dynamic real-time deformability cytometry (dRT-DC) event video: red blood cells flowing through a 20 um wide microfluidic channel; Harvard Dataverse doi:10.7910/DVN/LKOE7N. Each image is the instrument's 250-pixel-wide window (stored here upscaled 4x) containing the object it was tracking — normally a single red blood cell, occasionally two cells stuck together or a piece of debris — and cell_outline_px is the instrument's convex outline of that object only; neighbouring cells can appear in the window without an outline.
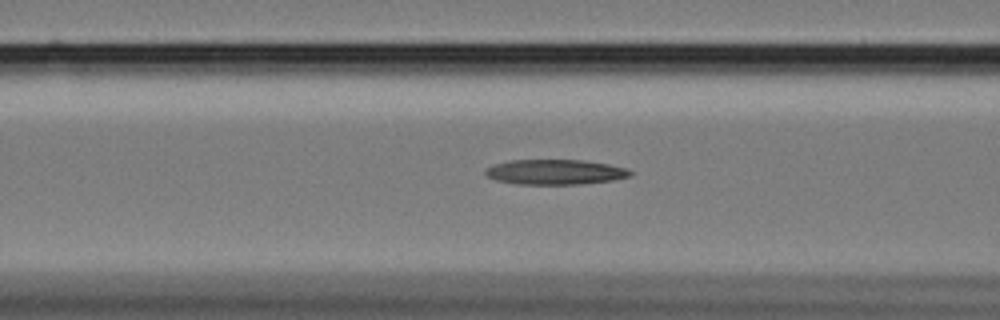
{"species": "Egyptian fruit bat (a non-hibernating species)", "species_latin": "Rousettus aegyptiacus", "temperature_condition": "cold", "stored_images_in_passage": 36, "camera_frame_rate_fps": 3000, "um_per_image_px": 0.085, "animal": {"sex": "female"}, "frame": {"image": 1, "passage_image": 11, "time_ms": 3.333, "image_size_px": [1000, 320], "cell_outline_px": [[632, 172], [628, 176], [612, 180], [580, 184], [516, 184], [496, 180], [488, 176], [484, 172], [484, 168], [492, 164], [508, 160], [584, 160], [608, 164], [624, 168]], "centroid_in_image_um": [47.1, 14.61], "position_along_channel_um": 119.5, "area_um2": 21.1}}
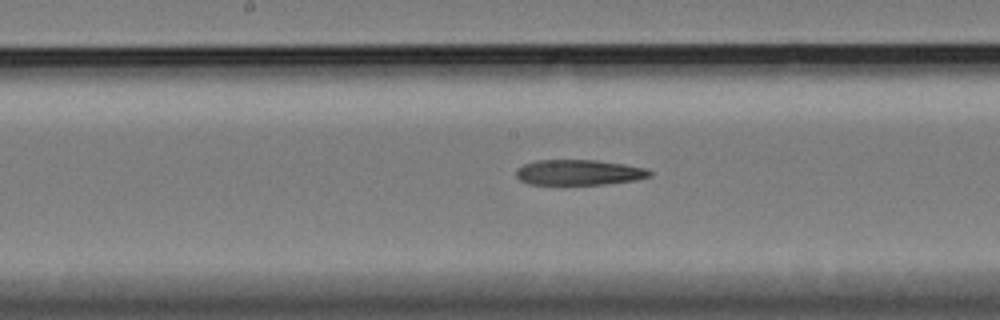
{"frame": {"image": 2, "passage_image": 18, "time_ms": 5.667, "image_size_px": [1000, 320], "cell_outline_px": [[652, 176], [636, 180], [604, 184], [528, 184], [520, 180], [516, 176], [516, 168], [524, 164], [536, 160], [596, 160], [624, 164], [644, 168], [652, 172]], "centroid_in_image_um": [49.19, 14.65], "position_along_channel_um": 199.0, "area_um2": 19.77}}
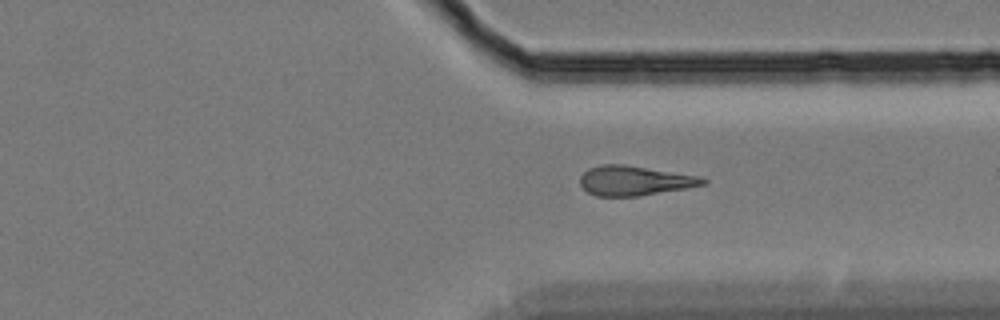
{"frame": {"image": 3, "passage_image": 32, "time_ms": 10.333, "image_size_px": [1000, 320], "cell_outline_px": [[708, 180], [704, 184], [688, 188], [640, 196], [596, 196], [588, 192], [580, 184], [580, 176], [588, 168], [600, 164], [624, 164], [700, 176]], "centroid_in_image_um": [53.93, 15.35], "position_along_channel_um": 357.5, "area_um2": 21.33}}